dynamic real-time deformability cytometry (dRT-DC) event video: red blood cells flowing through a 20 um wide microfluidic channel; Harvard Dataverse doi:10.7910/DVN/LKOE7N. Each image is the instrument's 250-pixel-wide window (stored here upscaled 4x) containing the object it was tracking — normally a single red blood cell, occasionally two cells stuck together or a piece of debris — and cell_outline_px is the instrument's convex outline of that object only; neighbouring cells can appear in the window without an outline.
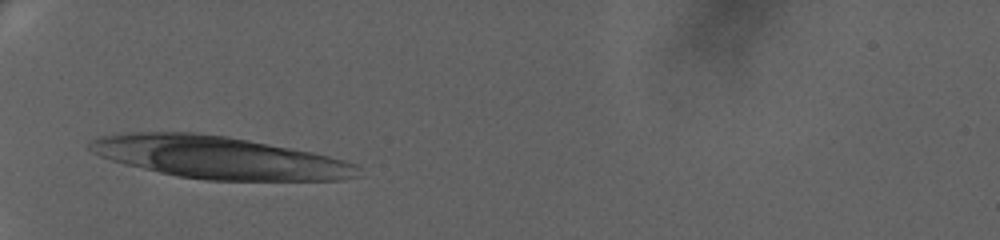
{"species": "human", "species_latin": "Homo sapiens", "temperature_condition": "warm", "stored_images_in_passage": 41, "camera_frame_rate_fps": 3000, "um_per_image_px": 0.085, "donor": {"sex": "female"}, "frame": {"image": 1, "passage_image": 1, "time_ms": 0.0, "image_size_px": [1000, 240], "cell_outline_px": [[360, 176], [344, 180], [208, 180], [176, 176], [124, 164], [100, 156], [92, 152], [88, 148], [88, 144], [92, 140], [100, 136], [116, 132], [196, 132], [228, 136], [292, 148], [312, 152], [344, 160], [356, 164], [360, 168]], "centroid_in_image_um": [18.6, 13.38], "position_along_channel_um": 66.4, "area_um2": 66.35}}
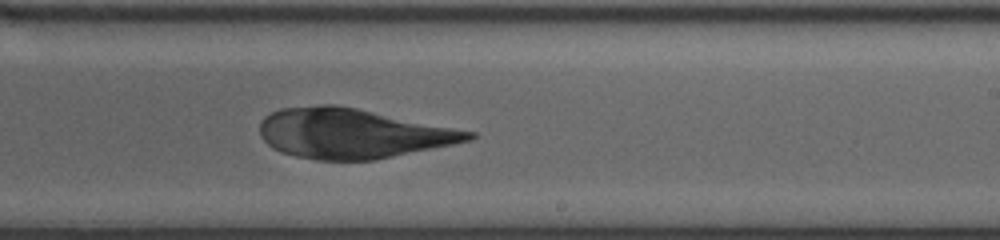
{"frame": {"image": 2, "passage_image": 20, "time_ms": 6.333, "image_size_px": [1000, 240], "cell_outline_px": [[476, 136], [472, 140], [376, 160], [316, 160], [296, 156], [280, 152], [272, 148], [260, 136], [260, 120], [264, 116], [280, 108], [320, 104], [332, 104], [356, 108], [476, 132]], "centroid_in_image_um": [29.92, 11.34], "position_along_channel_um": 259.1, "area_um2": 60.57}}
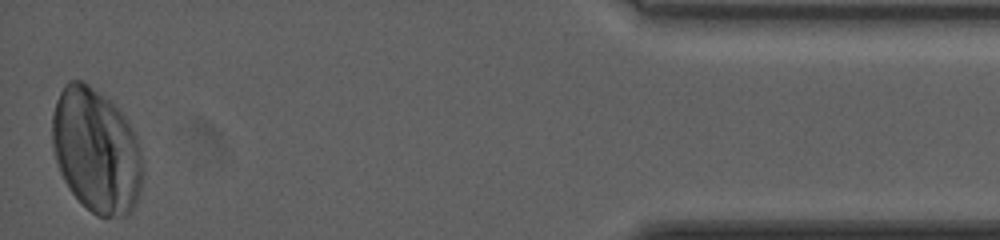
{"frame": {"image": 3, "passage_image": 41, "time_ms": 13.333, "image_size_px": [1000, 240], "cell_outline_px": [[144, 168], [140, 192], [136, 204], [128, 216], [96, 216], [68, 188], [56, 164], [52, 148], [52, 112], [56, 100], [64, 84], [68, 80], [84, 80], [112, 100], [120, 108], [128, 120], [136, 136], [140, 148]], "centroid_in_image_um": [8.19, 12.76], "position_along_channel_um": 427.0, "area_um2": 66.76}}